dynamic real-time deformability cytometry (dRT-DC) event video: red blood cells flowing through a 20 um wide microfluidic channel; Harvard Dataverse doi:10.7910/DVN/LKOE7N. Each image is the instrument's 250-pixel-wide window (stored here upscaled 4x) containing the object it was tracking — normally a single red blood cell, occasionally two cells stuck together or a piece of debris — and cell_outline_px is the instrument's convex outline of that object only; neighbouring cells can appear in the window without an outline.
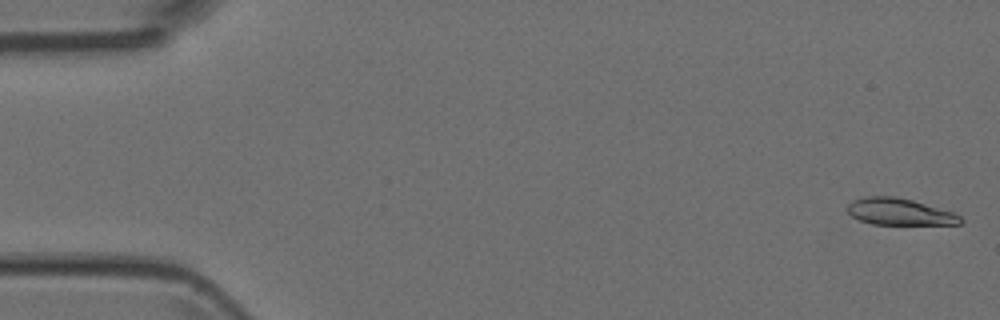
{"species": "Egyptian fruit bat (a non-hibernating species)", "species_latin": "Rousettus aegyptiacus", "temperature_condition": "room temperature", "stored_images_in_passage": 5, "camera_frame_rate_fps": 3000, "um_per_image_px": 0.085, "animal": {"sex": "female"}, "frame": {"image": 1, "passage_image": 1, "time_ms": 0.0, "image_size_px": [1000, 320], "cell_outline_px": [[964, 220], [960, 224], [872, 224], [860, 220], [852, 216], [848, 212], [848, 204], [852, 200], [864, 196], [896, 196], [912, 200], [952, 212], [960, 216]], "centroid_in_image_um": [76.43, 17.99], "position_along_channel_um": 8.6, "area_um2": 17.46}}